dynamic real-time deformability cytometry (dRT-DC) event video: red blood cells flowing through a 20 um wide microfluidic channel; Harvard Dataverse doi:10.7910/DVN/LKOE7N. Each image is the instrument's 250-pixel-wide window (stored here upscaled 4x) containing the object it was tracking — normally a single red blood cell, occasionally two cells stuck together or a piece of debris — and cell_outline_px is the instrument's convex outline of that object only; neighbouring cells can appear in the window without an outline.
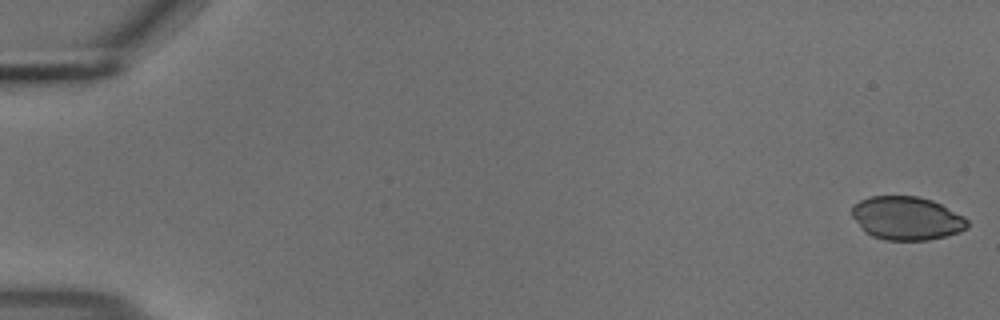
{"species": "common noctule bat (a hibernating species)", "species_latin": "Nyctalus noctula", "temperature_condition": "cold", "stored_images_in_passage": 55, "camera_frame_rate_fps": 3000, "um_per_image_px": 0.085, "animal": {"sex": "male", "body_mass_g": 18.8}, "frame": {"image": 1, "passage_image": 1, "time_ms": 0.0, "image_size_px": [1000, 320], "cell_outline_px": [[968, 228], [960, 232], [928, 240], [884, 240], [872, 236], [864, 232], [852, 216], [852, 204], [868, 196], [916, 196], [932, 200], [964, 216], [968, 220]], "centroid_in_image_um": [77.05, 18.55], "position_along_channel_um": 8.0, "area_um2": 29.36}}
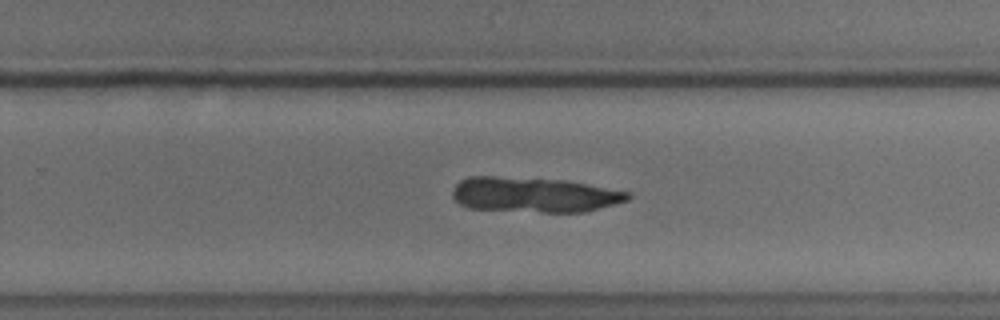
{"frame": {"image": 2, "passage_image": 36, "time_ms": 11.667, "image_size_px": [1000, 320], "cell_outline_px": [[632, 196], [628, 200], [584, 212], [540, 212], [468, 208], [460, 204], [452, 196], [452, 188], [460, 180], [468, 176], [496, 176], [568, 180], [632, 192]], "centroid_in_image_um": [45.4, 16.54], "position_along_channel_um": 284.4, "area_um2": 36.18}}
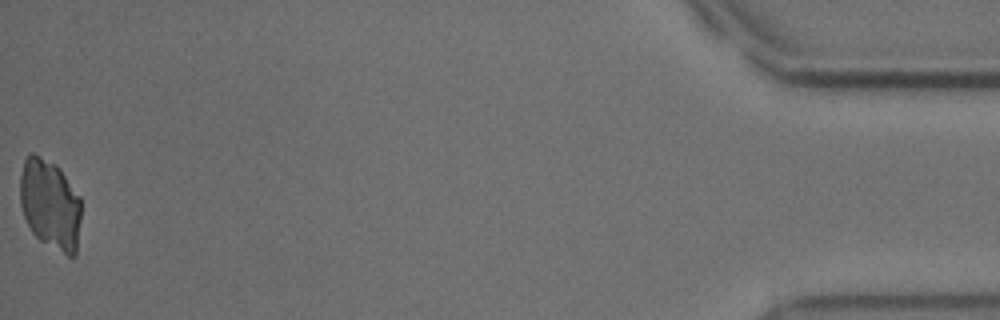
{"frame": {"image": 3, "passage_image": 55, "time_ms": 18.0, "image_size_px": [1000, 320], "cell_outline_px": [[80, 220], [76, 256], [68, 256], [40, 240], [32, 232], [24, 216], [20, 204], [20, 176], [24, 160], [28, 152], [32, 152], [56, 164], [60, 168], [80, 196]], "centroid_in_image_um": [4.26, 17.34], "position_along_channel_um": 430.9, "area_um2": 32.25}}